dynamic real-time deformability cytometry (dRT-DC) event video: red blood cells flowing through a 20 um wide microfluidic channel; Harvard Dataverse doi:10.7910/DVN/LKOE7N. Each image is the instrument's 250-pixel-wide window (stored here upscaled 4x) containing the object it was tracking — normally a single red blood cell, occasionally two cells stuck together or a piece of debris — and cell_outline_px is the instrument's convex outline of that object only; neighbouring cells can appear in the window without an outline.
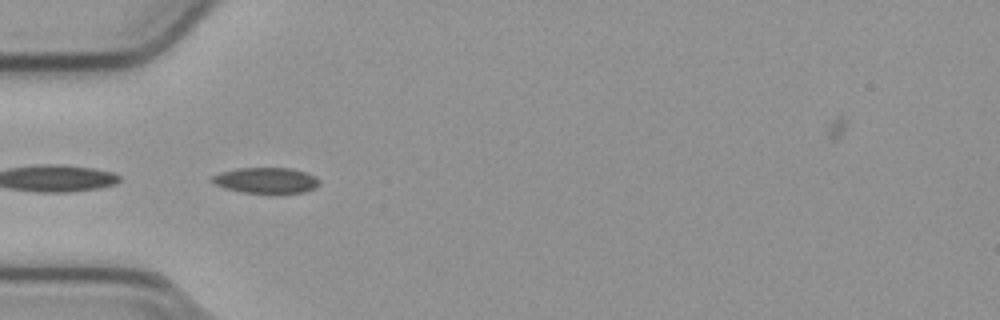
{"species": "common noctule bat (a hibernating species)", "species_latin": "Nyctalus noctula", "temperature_condition": "cold", "stored_images_in_passage": 16, "camera_frame_rate_fps": 3000, "um_per_image_px": 0.085, "animal": {"sex": "male", "body_mass_g": 23.1, "forearm_length_mm": 52.7}, "frame": {"image": 1, "passage_image": 13, "time_ms": 4.0, "image_size_px": [1000, 320], "cell_outline_px": [[320, 184], [316, 188], [304, 192], [280, 196], [244, 192], [224, 188], [208, 180], [212, 176], [220, 172], [236, 168], [292, 168], [304, 172], [320, 180]], "centroid_in_image_um": [22.63, 15.37], "position_along_channel_um": 62.4, "area_um2": 16.76}}